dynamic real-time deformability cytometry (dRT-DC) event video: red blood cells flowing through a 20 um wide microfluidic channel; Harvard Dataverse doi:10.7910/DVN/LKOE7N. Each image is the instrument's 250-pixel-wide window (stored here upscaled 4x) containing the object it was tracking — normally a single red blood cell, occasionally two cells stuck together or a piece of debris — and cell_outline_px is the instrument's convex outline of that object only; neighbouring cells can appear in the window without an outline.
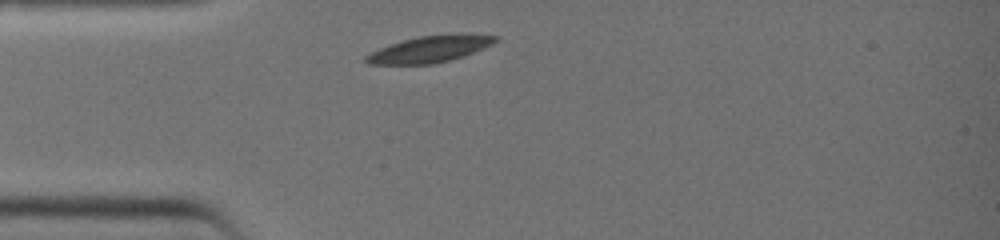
{"species": "common noctule bat (a hibernating species)", "species_latin": "Nyctalus noctula", "temperature_condition": "warm", "stored_images_in_passage": 5, "camera_frame_rate_fps": 3000, "um_per_image_px": 0.085, "animal": {"sex": "female", "body_mass_g": 19.0, "forearm_length_mm": 51.5}, "frame": {"image": 1, "passage_image": 1, "time_ms": 0.0, "image_size_px": [1000, 240], "cell_outline_px": [[500, 40], [492, 44], [464, 56], [432, 64], [368, 64], [360, 60], [364, 56], [388, 44], [420, 36], [452, 32], [460, 32], [500, 36]], "centroid_in_image_um": [36.57, 4.14], "position_along_channel_um": 48.4, "area_um2": 20.46}}